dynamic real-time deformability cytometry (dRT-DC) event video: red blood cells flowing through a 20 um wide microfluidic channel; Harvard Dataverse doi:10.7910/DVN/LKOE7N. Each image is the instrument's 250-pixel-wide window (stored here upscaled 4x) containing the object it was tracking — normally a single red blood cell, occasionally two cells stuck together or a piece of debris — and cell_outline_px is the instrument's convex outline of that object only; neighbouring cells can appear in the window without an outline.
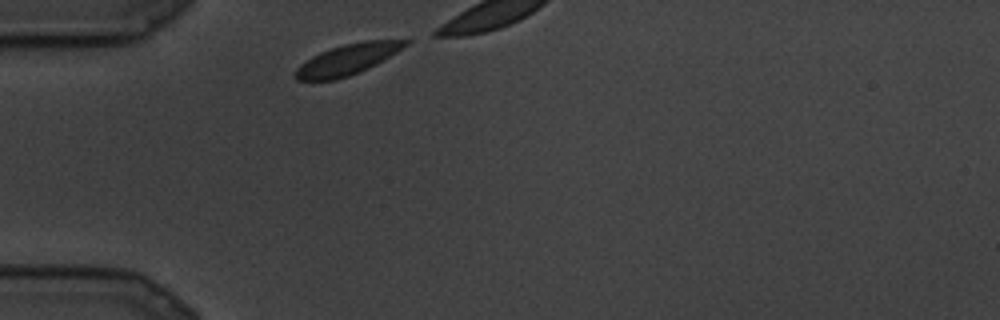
{"species": "common noctule bat (a hibernating species)", "species_latin": "Nyctalus noctula", "temperature_condition": "cold", "stored_images_in_passage": 13, "camera_frame_rate_fps": 3000, "um_per_image_px": 0.085, "animal": {"sex": "male", "body_mass_g": 19.5, "forearm_length_mm": 54.6}, "frame": {"image": 1, "passage_image": 1, "time_ms": 0.0, "image_size_px": [1000, 320], "cell_outline_px": [[412, 40], [408, 44], [396, 52], [368, 68], [360, 72], [336, 80], [296, 80], [296, 68], [300, 64], [312, 56], [320, 52], [344, 44], [364, 40]], "centroid_in_image_um": [29.52, 5.05], "position_along_channel_um": 55.5, "area_um2": 19.36}}
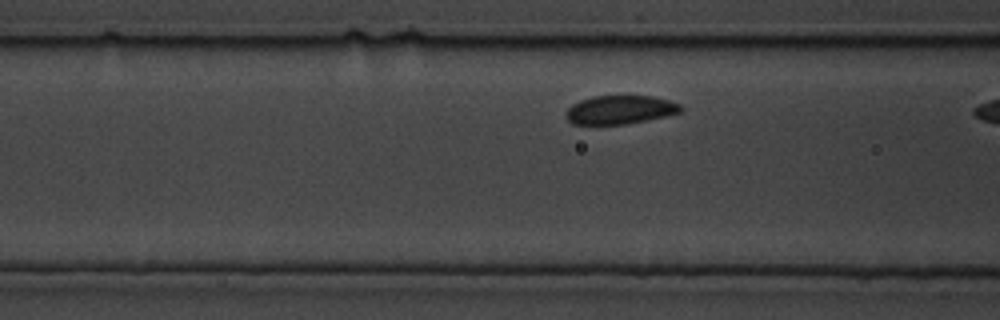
{"frame": {"image": 2, "passage_image": 11, "time_ms": 3.333, "image_size_px": [1000, 320], "cell_outline_px": [[684, 108], [680, 112], [664, 116], [624, 124], [572, 124], [564, 116], [564, 112], [572, 104], [580, 100], [592, 96], [652, 96], [668, 100], [680, 104]], "centroid_in_image_um": [52.66, 9.32], "position_along_channel_um": 113.9, "area_um2": 19.07}}